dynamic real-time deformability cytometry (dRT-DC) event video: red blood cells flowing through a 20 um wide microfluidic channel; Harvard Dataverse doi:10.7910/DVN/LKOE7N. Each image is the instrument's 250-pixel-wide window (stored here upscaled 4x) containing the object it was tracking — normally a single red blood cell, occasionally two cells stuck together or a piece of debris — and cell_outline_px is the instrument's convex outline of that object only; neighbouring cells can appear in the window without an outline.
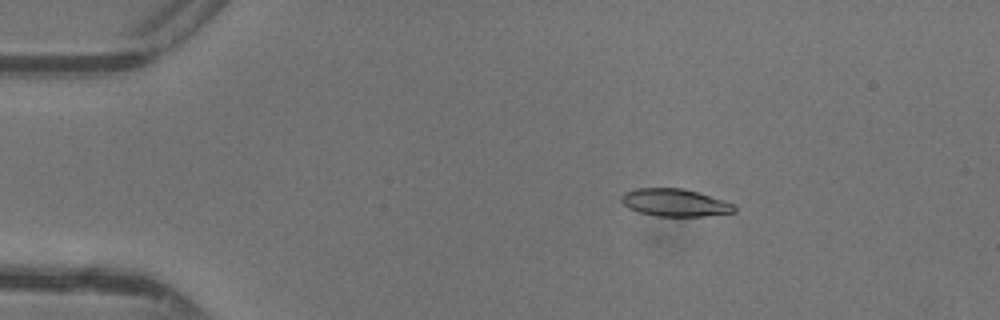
{"species": "common noctule bat (a hibernating species)", "species_latin": "Nyctalus noctula", "temperature_condition": "warm", "stored_images_in_passage": 48, "camera_frame_rate_fps": 3000, "um_per_image_px": 0.085, "animal": {"sex": "female"}, "frame": {"image": 1, "passage_image": 9, "time_ms": 2.667, "image_size_px": [1000, 320], "cell_outline_px": [[736, 212], [704, 216], [656, 216], [640, 212], [628, 208], [620, 200], [620, 196], [624, 192], [636, 188], [684, 188], [724, 200], [732, 204], [736, 208]], "centroid_in_image_um": [57.34, 17.22], "position_along_channel_um": 27.7, "area_um2": 18.15}}
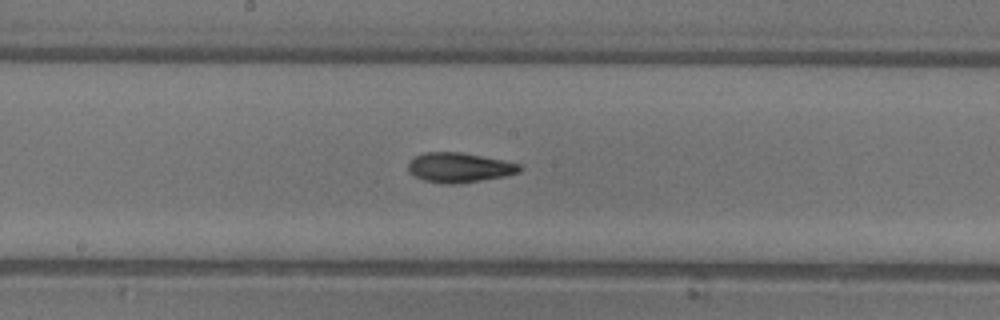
{"frame": {"image": 2, "passage_image": 26, "time_ms": 8.333, "image_size_px": [1000, 320], "cell_outline_px": [[524, 168], [520, 172], [504, 176], [460, 184], [444, 184], [424, 180], [408, 172], [408, 164], [416, 156], [424, 152], [460, 152], [504, 160], [520, 164]], "centroid_in_image_um": [39.07, 14.25], "position_along_channel_um": 209.1, "area_um2": 19.36}}
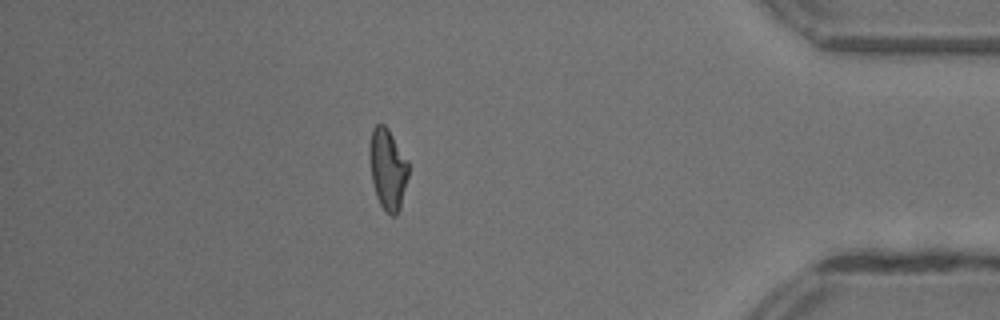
{"frame": {"image": 3, "passage_image": 42, "time_ms": 13.667, "image_size_px": [1000, 320], "cell_outline_px": [[408, 176], [400, 208], [396, 216], [392, 216], [380, 204], [376, 196], [372, 180], [368, 156], [368, 144], [372, 128], [376, 124], [384, 124], [388, 128], [408, 160]], "centroid_in_image_um": [32.93, 14.32], "position_along_channel_um": 402.3, "area_um2": 18.55}, "authors_computed_cell_mechanics": {"area_um2": 18.5538, "velocity_mm_per_s": 4.4033, "shape_relaxation_time_tau1_ms": 4.5642, "shape_relaxation_time_tau2_ms": 2.8805, "deformation_change_tau1": 0.1686, "deformation_change_tau2": 0.1082}}